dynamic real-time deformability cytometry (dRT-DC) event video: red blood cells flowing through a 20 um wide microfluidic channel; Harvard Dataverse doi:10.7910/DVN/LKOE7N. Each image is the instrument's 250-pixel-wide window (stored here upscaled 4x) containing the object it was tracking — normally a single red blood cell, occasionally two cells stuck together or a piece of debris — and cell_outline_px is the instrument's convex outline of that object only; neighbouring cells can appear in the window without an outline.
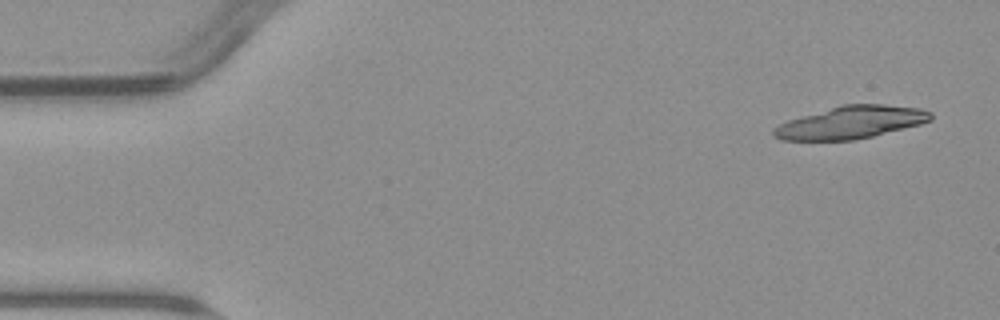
{"species": "common noctule bat (a hibernating species)", "species_latin": "Nyctalus noctula", "temperature_condition": "warm", "stored_images_in_passage": 5, "camera_frame_rate_fps": 3000, "um_per_image_px": 0.085, "animal": {"sex": "male", "body_mass_g": 23.1, "forearm_length_mm": 52.7}, "frame": {"image": 1, "passage_image": 1, "time_ms": 0.0, "image_size_px": [1000, 320], "cell_outline_px": [[932, 120], [920, 124], [872, 136], [852, 140], [780, 140], [772, 136], [772, 128], [788, 120], [840, 104], [884, 104], [920, 108], [932, 112]], "centroid_in_image_um": [72.31, 10.4], "position_along_channel_um": 12.7, "area_um2": 29.82}}
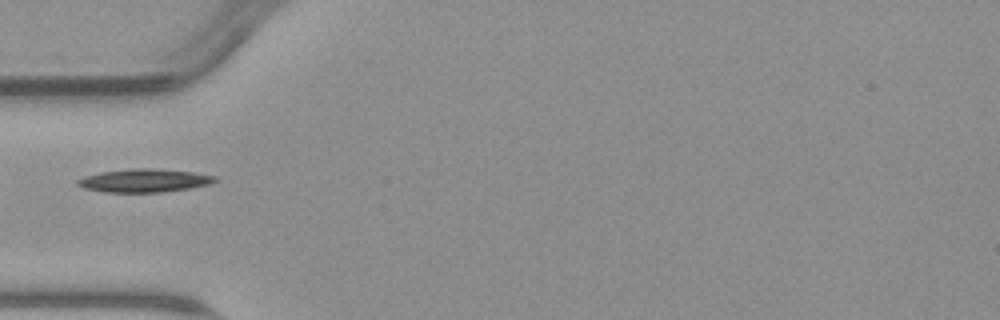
{"frame": {"image": 2, "passage_image": 5, "time_ms": 5.0, "image_size_px": [1000, 320], "cell_outline_px": [[216, 180], [212, 184], [164, 192], [104, 192], [84, 188], [76, 184], [76, 180], [84, 176], [100, 172], [132, 168], [152, 168], [192, 172], [216, 176]], "centroid_in_image_um": [12.24, 15.34], "position_along_channel_um": 72.8, "area_um2": 18.61}}